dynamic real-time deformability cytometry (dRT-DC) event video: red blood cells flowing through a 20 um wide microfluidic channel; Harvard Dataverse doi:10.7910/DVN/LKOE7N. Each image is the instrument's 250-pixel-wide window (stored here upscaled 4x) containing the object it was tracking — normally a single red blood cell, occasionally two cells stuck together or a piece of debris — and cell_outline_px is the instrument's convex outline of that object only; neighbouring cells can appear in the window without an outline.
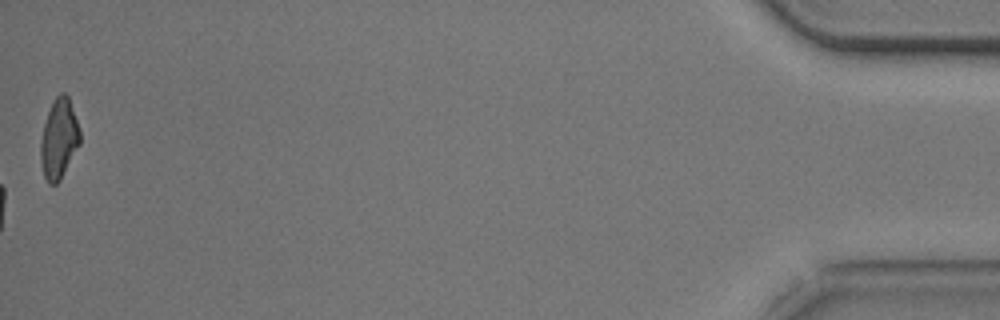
{"species": "common noctule bat (a hibernating species)", "species_latin": "Nyctalus noctula", "temperature_condition": "cold", "stored_images_in_passage": 55, "camera_frame_rate_fps": 3000, "um_per_image_px": 0.085, "animal": {"sex": "male", "body_mass_g": 20.5, "forearm_length_mm": 52.5}, "frame": {"image": 1, "passage_image": 55, "time_ms": 18.0, "image_size_px": [1000, 320], "cell_outline_px": [[80, 144], [60, 180], [56, 184], [48, 184], [44, 176], [40, 160], [40, 140], [44, 124], [52, 100], [60, 92], [64, 92], [68, 96], [80, 132]], "centroid_in_image_um": [4.99, 11.81], "position_along_channel_um": 430.2, "area_um2": 18.26}, "authors_computed_cell_mechanics": {"area_um2": 17.629, "velocity_mm_per_s": 3.7395, "shape_relaxation_time_tau1_ms": 5.0084, "shape_relaxation_time_tau2_ms": 8.3663, "deformation_change_tau1": 0.1329, "deformation_change_tau2": 0.1138}}